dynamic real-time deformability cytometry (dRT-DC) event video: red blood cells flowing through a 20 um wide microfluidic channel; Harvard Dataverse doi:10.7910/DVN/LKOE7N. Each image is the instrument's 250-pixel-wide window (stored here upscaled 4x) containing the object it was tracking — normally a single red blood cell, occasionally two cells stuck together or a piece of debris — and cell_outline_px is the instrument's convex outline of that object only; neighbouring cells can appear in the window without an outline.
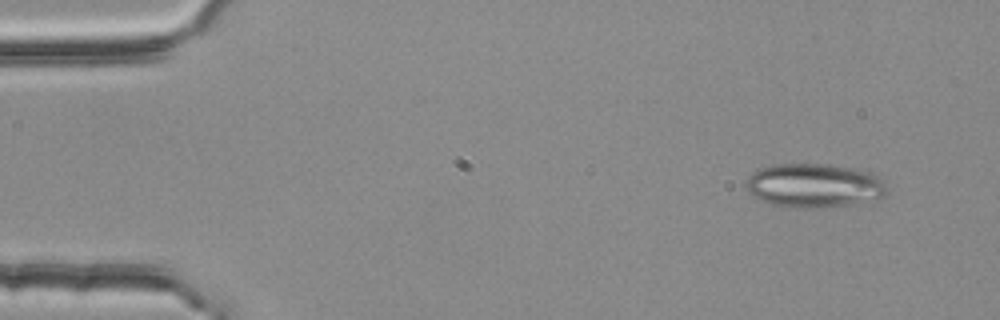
{"species": "common noctule bat (a hibernating species)", "species_latin": "Nyctalus noctula", "temperature_condition": "room temperature", "stored_images_in_passage": 2, "camera_frame_rate_fps": 3000, "um_per_image_px": 0.085, "animal": {"sex": "female", "body_mass_g": 25.1}, "frame": {"image": 1, "passage_image": 1, "time_ms": 0.0, "image_size_px": [1000, 320], "cell_outline_px": [[888, 192], [884, 196], [876, 200], [848, 204], [788, 208], [772, 204], [760, 200], [752, 196], [748, 192], [744, 184], [748, 176], [752, 172], [760, 168], [776, 164], [828, 164], [852, 168], [872, 172], [880, 176], [884, 180], [888, 188]], "centroid_in_image_um": [69.21, 15.75], "position_along_channel_um": 15.8, "area_um2": 36.3}}